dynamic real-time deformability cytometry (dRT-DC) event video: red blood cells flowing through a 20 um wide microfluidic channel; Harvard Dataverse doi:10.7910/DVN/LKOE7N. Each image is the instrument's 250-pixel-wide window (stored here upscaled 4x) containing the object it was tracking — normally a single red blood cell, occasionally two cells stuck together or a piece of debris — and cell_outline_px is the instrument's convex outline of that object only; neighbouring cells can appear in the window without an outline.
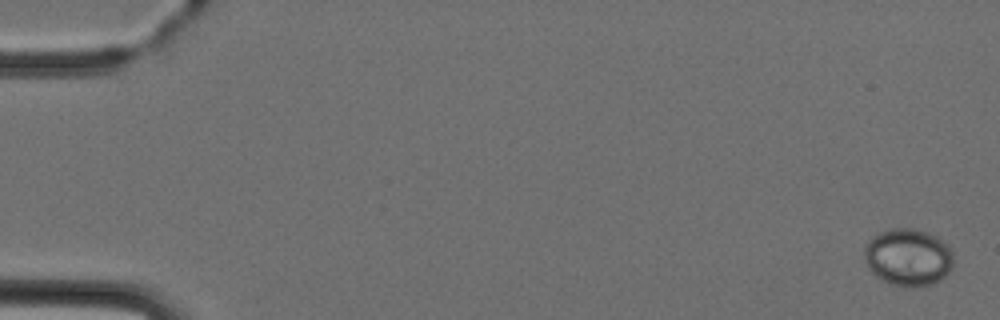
{"species": "Egyptian fruit bat (a non-hibernating species)", "species_latin": "Rousettus aegyptiacus", "temperature_condition": "cold", "stored_images_in_passage": 4, "camera_frame_rate_fps": 3000, "um_per_image_px": 0.085, "animal": {"sex": "female"}, "frame": {"image": 1, "passage_image": 1, "time_ms": 0.0, "image_size_px": [1000, 320], "cell_outline_px": [[952, 268], [940, 280], [932, 284], [892, 284], [880, 280], [868, 268], [864, 260], [864, 248], [868, 240], [872, 236], [880, 232], [892, 228], [912, 228], [936, 236], [948, 244], [952, 248]], "centroid_in_image_um": [77.17, 21.82], "position_along_channel_um": 7.8, "area_um2": 29.48}}
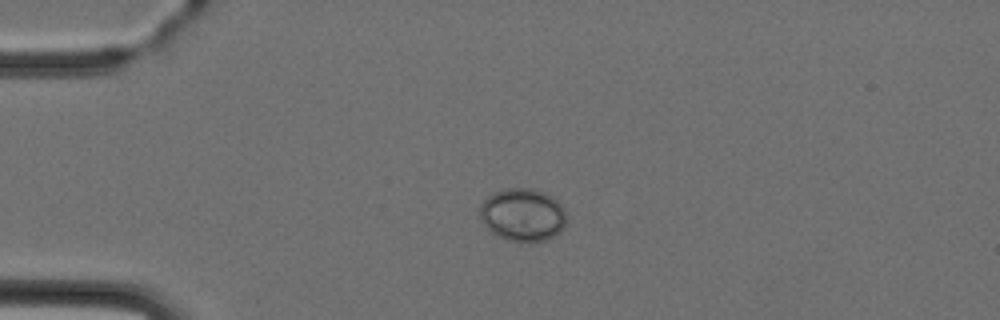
{"frame": {"image": 2, "passage_image": 4, "time_ms": 3.667, "image_size_px": [1000, 320], "cell_outline_px": [[564, 228], [560, 232], [544, 240], [508, 240], [496, 236], [484, 224], [480, 216], [480, 204], [488, 196], [504, 188], [528, 188], [544, 192], [552, 196], [564, 208]], "centroid_in_image_um": [44.41, 18.23], "position_along_channel_um": 40.6, "area_um2": 26.24}}